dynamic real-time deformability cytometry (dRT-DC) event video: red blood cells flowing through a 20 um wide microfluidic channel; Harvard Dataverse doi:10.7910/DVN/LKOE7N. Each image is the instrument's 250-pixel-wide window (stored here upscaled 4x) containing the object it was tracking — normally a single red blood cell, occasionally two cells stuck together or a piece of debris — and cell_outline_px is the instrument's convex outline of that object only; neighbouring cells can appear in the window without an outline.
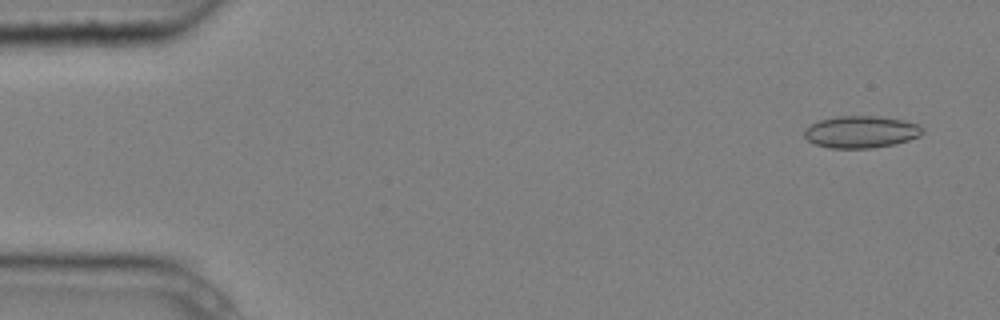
{"species": "common noctule bat (a hibernating species)", "species_latin": "Nyctalus noctula", "temperature_condition": "cold", "stored_images_in_passage": 9, "camera_frame_rate_fps": 3000, "um_per_image_px": 0.085, "animal": {"sex": "male", "body_mass_g": 20.4}, "frame": {"image": 1, "passage_image": 1, "time_ms": 0.0, "image_size_px": [1000, 320], "cell_outline_px": [[924, 132], [920, 136], [896, 144], [872, 148], [828, 148], [816, 144], [808, 140], [804, 136], [804, 132], [812, 124], [820, 120], [836, 116], [880, 116], [904, 120], [916, 124], [924, 128]], "centroid_in_image_um": [73.22, 11.21], "position_along_channel_um": 11.8, "area_um2": 22.08}}
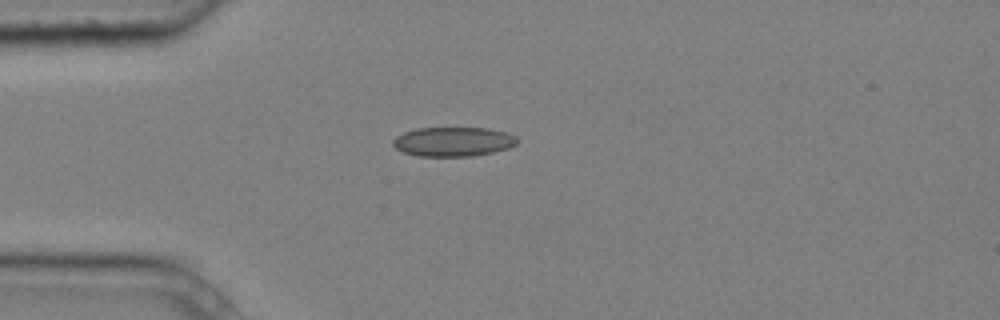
{"frame": {"image": 2, "passage_image": 3, "time_ms": 0.667, "image_size_px": [1000, 320], "cell_outline_px": [[516, 144], [508, 148], [492, 152], [472, 156], [416, 156], [404, 152], [396, 148], [392, 144], [392, 140], [396, 136], [404, 132], [416, 128], [488, 128], [508, 132], [516, 136]], "centroid_in_image_um": [38.51, 12.03], "position_along_channel_um": 46.5, "area_um2": 21.27}}
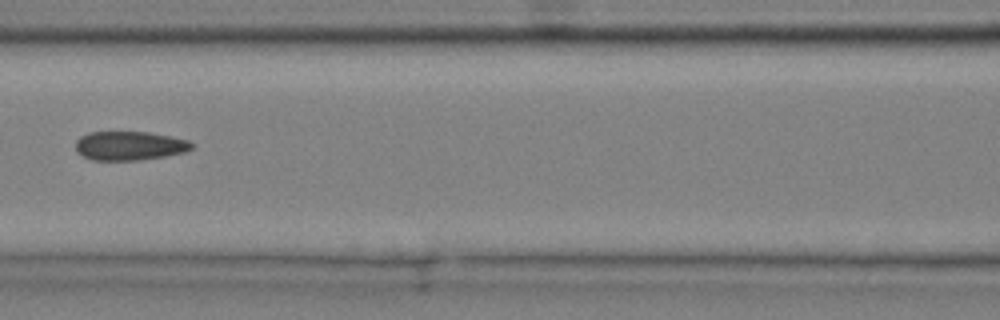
{"frame": {"image": 3, "passage_image": 6, "time_ms": 1.667, "image_size_px": [1000, 320], "cell_outline_px": [[196, 144], [192, 148], [184, 152], [164, 156], [140, 160], [92, 160], [76, 152], [76, 140], [80, 136], [88, 132], [148, 132], [188, 140]], "centroid_in_image_um": [11.0, 12.39], "position_along_channel_um": 155.6, "area_um2": 19.59}}